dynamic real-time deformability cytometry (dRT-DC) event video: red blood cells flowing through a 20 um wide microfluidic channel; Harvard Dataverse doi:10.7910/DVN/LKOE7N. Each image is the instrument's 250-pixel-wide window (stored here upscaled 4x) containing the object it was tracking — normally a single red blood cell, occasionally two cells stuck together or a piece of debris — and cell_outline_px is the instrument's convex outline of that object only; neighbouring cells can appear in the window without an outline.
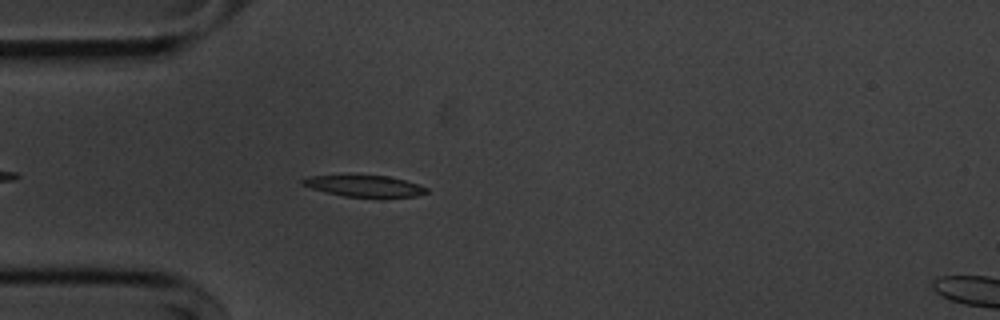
{"species": "common noctule bat (a hibernating species)", "species_latin": "Nyctalus noctula", "temperature_condition": "cold", "stored_images_in_passage": 39, "camera_frame_rate_fps": 3000, "um_per_image_px": 0.085, "animal": {"sex": "male", "body_mass_g": 20.1, "forearm_length_mm": 53.5}, "frame": {"image": 1, "passage_image": 7, "time_ms": 2.0, "image_size_px": [1000, 320], "cell_outline_px": [[428, 192], [416, 196], [384, 200], [380, 200], [344, 196], [312, 188], [300, 184], [300, 180], [308, 176], [388, 176], [404, 180], [428, 188]], "centroid_in_image_um": [31.05, 15.87], "position_along_channel_um": 53.9, "area_um2": 15.9}}
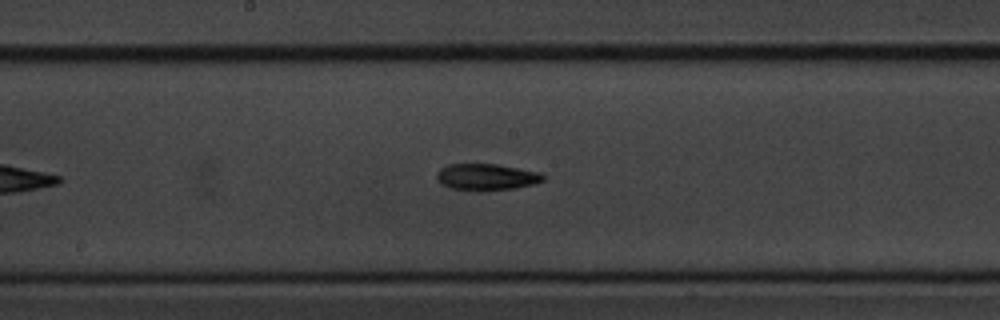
{"frame": {"image": 2, "passage_image": 20, "time_ms": 6.333, "image_size_px": [1000, 320], "cell_outline_px": [[544, 180], [536, 184], [516, 188], [484, 192], [448, 188], [440, 184], [436, 180], [436, 172], [440, 168], [448, 164], [496, 164], [540, 172], [544, 176]], "centroid_in_image_um": [41.31, 15.06], "position_along_channel_um": 206.9, "area_um2": 16.94}}
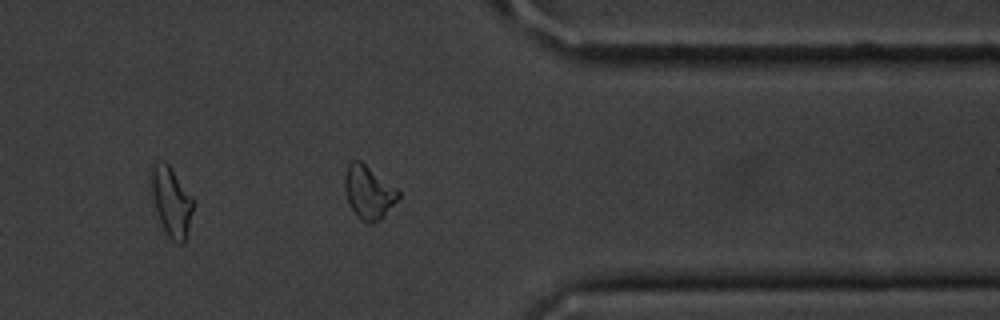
{"frame": {"image": 3, "passage_image": 35, "time_ms": 11.333, "image_size_px": [1000, 320], "cell_outline_px": [[400, 196], [384, 216], [380, 220], [372, 224], [368, 224], [360, 220], [356, 216], [348, 200], [344, 188], [344, 176], [348, 164], [352, 160], [360, 160], [396, 188], [400, 192]], "centroid_in_image_um": [31.32, 16.36], "position_along_channel_um": 380.1, "area_um2": 16.59}, "authors_computed_cell_mechanics": {"area_um2": 16.0684, "velocity_mm_per_s": 3.6487, "shape_relaxation_time_tau1_ms": 4.6866, "shape_relaxation_time_tau2_ms": null, "deformation_change_tau1": 0.1593, "deformation_change_tau2": null}}